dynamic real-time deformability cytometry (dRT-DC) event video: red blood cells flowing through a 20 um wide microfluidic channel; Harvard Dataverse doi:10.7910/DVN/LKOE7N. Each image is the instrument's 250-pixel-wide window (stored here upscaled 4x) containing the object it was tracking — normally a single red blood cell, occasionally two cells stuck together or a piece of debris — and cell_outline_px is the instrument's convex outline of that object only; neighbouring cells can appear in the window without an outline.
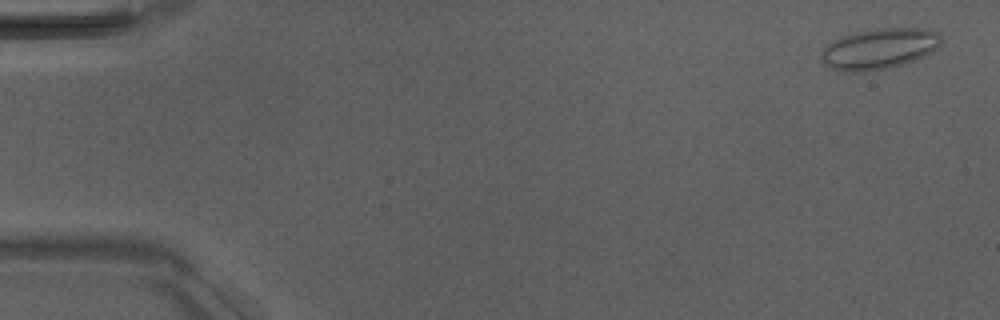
{"species": "Egyptian fruit bat (a non-hibernating species)", "species_latin": "Rousettus aegyptiacus", "temperature_condition": "room temperature", "stored_images_in_passage": 4, "camera_frame_rate_fps": 3000, "um_per_image_px": 0.085, "animal": {"sex": "male"}, "frame": {"image": 1, "passage_image": 1, "time_ms": 0.0, "image_size_px": [1000, 320], "cell_outline_px": [[940, 44], [932, 52], [916, 60], [904, 64], [864, 72], [844, 72], [828, 68], [824, 64], [820, 52], [828, 44], [844, 36], [856, 32], [876, 28], [928, 28], [936, 32], [940, 36]], "centroid_in_image_um": [74.73, 4.15], "position_along_channel_um": 10.3, "area_um2": 28.44}}